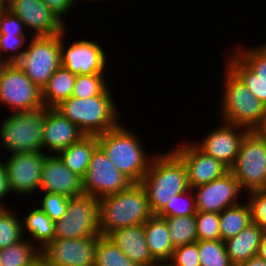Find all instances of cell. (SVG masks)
Returning a JSON list of instances; mask_svg holds the SVG:
<instances>
[{
    "instance_id": "obj_8",
    "label": "cell",
    "mask_w": 266,
    "mask_h": 266,
    "mask_svg": "<svg viewBox=\"0 0 266 266\" xmlns=\"http://www.w3.org/2000/svg\"><path fill=\"white\" fill-rule=\"evenodd\" d=\"M230 171L242 191L266 189V141L257 131H249L242 139Z\"/></svg>"
},
{
    "instance_id": "obj_22",
    "label": "cell",
    "mask_w": 266,
    "mask_h": 266,
    "mask_svg": "<svg viewBox=\"0 0 266 266\" xmlns=\"http://www.w3.org/2000/svg\"><path fill=\"white\" fill-rule=\"evenodd\" d=\"M107 237L139 266H150L156 261L146 244L143 224L114 230Z\"/></svg>"
},
{
    "instance_id": "obj_7",
    "label": "cell",
    "mask_w": 266,
    "mask_h": 266,
    "mask_svg": "<svg viewBox=\"0 0 266 266\" xmlns=\"http://www.w3.org/2000/svg\"><path fill=\"white\" fill-rule=\"evenodd\" d=\"M31 37L15 64L42 90L61 66L60 35Z\"/></svg>"
},
{
    "instance_id": "obj_46",
    "label": "cell",
    "mask_w": 266,
    "mask_h": 266,
    "mask_svg": "<svg viewBox=\"0 0 266 266\" xmlns=\"http://www.w3.org/2000/svg\"><path fill=\"white\" fill-rule=\"evenodd\" d=\"M256 131L266 141V117L264 118L262 125Z\"/></svg>"
},
{
    "instance_id": "obj_45",
    "label": "cell",
    "mask_w": 266,
    "mask_h": 266,
    "mask_svg": "<svg viewBox=\"0 0 266 266\" xmlns=\"http://www.w3.org/2000/svg\"><path fill=\"white\" fill-rule=\"evenodd\" d=\"M257 255L266 260V231L263 232Z\"/></svg>"
},
{
    "instance_id": "obj_49",
    "label": "cell",
    "mask_w": 266,
    "mask_h": 266,
    "mask_svg": "<svg viewBox=\"0 0 266 266\" xmlns=\"http://www.w3.org/2000/svg\"><path fill=\"white\" fill-rule=\"evenodd\" d=\"M82 1H83V0H82ZM84 1H87V3H89V2H94V3H95V2H98V1L100 2V1H102V0H84ZM104 1H107V0H103V2H104ZM108 1H109V0H108Z\"/></svg>"
},
{
    "instance_id": "obj_33",
    "label": "cell",
    "mask_w": 266,
    "mask_h": 266,
    "mask_svg": "<svg viewBox=\"0 0 266 266\" xmlns=\"http://www.w3.org/2000/svg\"><path fill=\"white\" fill-rule=\"evenodd\" d=\"M200 256V266H234L222 240L197 241Z\"/></svg>"
},
{
    "instance_id": "obj_31",
    "label": "cell",
    "mask_w": 266,
    "mask_h": 266,
    "mask_svg": "<svg viewBox=\"0 0 266 266\" xmlns=\"http://www.w3.org/2000/svg\"><path fill=\"white\" fill-rule=\"evenodd\" d=\"M10 207H0V249L24 239L22 219Z\"/></svg>"
},
{
    "instance_id": "obj_13",
    "label": "cell",
    "mask_w": 266,
    "mask_h": 266,
    "mask_svg": "<svg viewBox=\"0 0 266 266\" xmlns=\"http://www.w3.org/2000/svg\"><path fill=\"white\" fill-rule=\"evenodd\" d=\"M65 34L66 30L60 34L61 66L76 75L106 73L108 56L98 42L91 39H76L69 45L64 40Z\"/></svg>"
},
{
    "instance_id": "obj_17",
    "label": "cell",
    "mask_w": 266,
    "mask_h": 266,
    "mask_svg": "<svg viewBox=\"0 0 266 266\" xmlns=\"http://www.w3.org/2000/svg\"><path fill=\"white\" fill-rule=\"evenodd\" d=\"M197 212L221 213L224 209L240 204L242 189L229 170L208 184L192 188ZM241 200H240V199Z\"/></svg>"
},
{
    "instance_id": "obj_21",
    "label": "cell",
    "mask_w": 266,
    "mask_h": 266,
    "mask_svg": "<svg viewBox=\"0 0 266 266\" xmlns=\"http://www.w3.org/2000/svg\"><path fill=\"white\" fill-rule=\"evenodd\" d=\"M83 136L85 134L76 124L65 118L55 108L46 107L42 138L43 152L47 150L48 154H58L71 144L78 142Z\"/></svg>"
},
{
    "instance_id": "obj_2",
    "label": "cell",
    "mask_w": 266,
    "mask_h": 266,
    "mask_svg": "<svg viewBox=\"0 0 266 266\" xmlns=\"http://www.w3.org/2000/svg\"><path fill=\"white\" fill-rule=\"evenodd\" d=\"M138 137L136 132L125 127L122 122L97 135L98 145L108 159L133 183L142 181L154 157L146 151L140 136Z\"/></svg>"
},
{
    "instance_id": "obj_41",
    "label": "cell",
    "mask_w": 266,
    "mask_h": 266,
    "mask_svg": "<svg viewBox=\"0 0 266 266\" xmlns=\"http://www.w3.org/2000/svg\"><path fill=\"white\" fill-rule=\"evenodd\" d=\"M23 21L5 6L0 10V35H25Z\"/></svg>"
},
{
    "instance_id": "obj_16",
    "label": "cell",
    "mask_w": 266,
    "mask_h": 266,
    "mask_svg": "<svg viewBox=\"0 0 266 266\" xmlns=\"http://www.w3.org/2000/svg\"><path fill=\"white\" fill-rule=\"evenodd\" d=\"M5 7L23 21L32 36L60 35L67 28L42 0H5Z\"/></svg>"
},
{
    "instance_id": "obj_19",
    "label": "cell",
    "mask_w": 266,
    "mask_h": 266,
    "mask_svg": "<svg viewBox=\"0 0 266 266\" xmlns=\"http://www.w3.org/2000/svg\"><path fill=\"white\" fill-rule=\"evenodd\" d=\"M248 132L247 128L221 121L220 126L206 133L204 139L194 142L202 151L230 169L236 161L242 139Z\"/></svg>"
},
{
    "instance_id": "obj_28",
    "label": "cell",
    "mask_w": 266,
    "mask_h": 266,
    "mask_svg": "<svg viewBox=\"0 0 266 266\" xmlns=\"http://www.w3.org/2000/svg\"><path fill=\"white\" fill-rule=\"evenodd\" d=\"M245 202L224 209L219 214V231L221 240L225 241L239 234L252 223L251 208Z\"/></svg>"
},
{
    "instance_id": "obj_50",
    "label": "cell",
    "mask_w": 266,
    "mask_h": 266,
    "mask_svg": "<svg viewBox=\"0 0 266 266\" xmlns=\"http://www.w3.org/2000/svg\"><path fill=\"white\" fill-rule=\"evenodd\" d=\"M5 6V0H0V10Z\"/></svg>"
},
{
    "instance_id": "obj_24",
    "label": "cell",
    "mask_w": 266,
    "mask_h": 266,
    "mask_svg": "<svg viewBox=\"0 0 266 266\" xmlns=\"http://www.w3.org/2000/svg\"><path fill=\"white\" fill-rule=\"evenodd\" d=\"M143 225L146 244L151 256L156 261H170L173 256L174 247L170 240L169 227L166 220L153 215Z\"/></svg>"
},
{
    "instance_id": "obj_42",
    "label": "cell",
    "mask_w": 266,
    "mask_h": 266,
    "mask_svg": "<svg viewBox=\"0 0 266 266\" xmlns=\"http://www.w3.org/2000/svg\"><path fill=\"white\" fill-rule=\"evenodd\" d=\"M56 15L62 20L68 14L70 10H73L74 6L79 0H42Z\"/></svg>"
},
{
    "instance_id": "obj_14",
    "label": "cell",
    "mask_w": 266,
    "mask_h": 266,
    "mask_svg": "<svg viewBox=\"0 0 266 266\" xmlns=\"http://www.w3.org/2000/svg\"><path fill=\"white\" fill-rule=\"evenodd\" d=\"M100 236L54 239L40 250L41 258L47 266H94Z\"/></svg>"
},
{
    "instance_id": "obj_30",
    "label": "cell",
    "mask_w": 266,
    "mask_h": 266,
    "mask_svg": "<svg viewBox=\"0 0 266 266\" xmlns=\"http://www.w3.org/2000/svg\"><path fill=\"white\" fill-rule=\"evenodd\" d=\"M164 219L169 227L170 240L174 248L197 241L195 215Z\"/></svg>"
},
{
    "instance_id": "obj_11",
    "label": "cell",
    "mask_w": 266,
    "mask_h": 266,
    "mask_svg": "<svg viewBox=\"0 0 266 266\" xmlns=\"http://www.w3.org/2000/svg\"><path fill=\"white\" fill-rule=\"evenodd\" d=\"M0 105L13 109L12 112L45 107L42 90L15 63L0 67Z\"/></svg>"
},
{
    "instance_id": "obj_25",
    "label": "cell",
    "mask_w": 266,
    "mask_h": 266,
    "mask_svg": "<svg viewBox=\"0 0 266 266\" xmlns=\"http://www.w3.org/2000/svg\"><path fill=\"white\" fill-rule=\"evenodd\" d=\"M97 146L96 135H85L78 142L71 144L57 155L71 172L83 178L89 167L92 153Z\"/></svg>"
},
{
    "instance_id": "obj_43",
    "label": "cell",
    "mask_w": 266,
    "mask_h": 266,
    "mask_svg": "<svg viewBox=\"0 0 266 266\" xmlns=\"http://www.w3.org/2000/svg\"><path fill=\"white\" fill-rule=\"evenodd\" d=\"M11 193L7 168L2 159L0 160V207H9L4 201Z\"/></svg>"
},
{
    "instance_id": "obj_34",
    "label": "cell",
    "mask_w": 266,
    "mask_h": 266,
    "mask_svg": "<svg viewBox=\"0 0 266 266\" xmlns=\"http://www.w3.org/2000/svg\"><path fill=\"white\" fill-rule=\"evenodd\" d=\"M105 74L76 75L72 97L82 99L100 95L110 83L107 81Z\"/></svg>"
},
{
    "instance_id": "obj_51",
    "label": "cell",
    "mask_w": 266,
    "mask_h": 266,
    "mask_svg": "<svg viewBox=\"0 0 266 266\" xmlns=\"http://www.w3.org/2000/svg\"><path fill=\"white\" fill-rule=\"evenodd\" d=\"M5 63L3 62V60H2V58H1V56H0V67L2 66V65H4Z\"/></svg>"
},
{
    "instance_id": "obj_29",
    "label": "cell",
    "mask_w": 266,
    "mask_h": 266,
    "mask_svg": "<svg viewBox=\"0 0 266 266\" xmlns=\"http://www.w3.org/2000/svg\"><path fill=\"white\" fill-rule=\"evenodd\" d=\"M41 257L40 249L27 239L0 249L1 266H30Z\"/></svg>"
},
{
    "instance_id": "obj_32",
    "label": "cell",
    "mask_w": 266,
    "mask_h": 266,
    "mask_svg": "<svg viewBox=\"0 0 266 266\" xmlns=\"http://www.w3.org/2000/svg\"><path fill=\"white\" fill-rule=\"evenodd\" d=\"M94 266H139L132 262L107 236H100Z\"/></svg>"
},
{
    "instance_id": "obj_40",
    "label": "cell",
    "mask_w": 266,
    "mask_h": 266,
    "mask_svg": "<svg viewBox=\"0 0 266 266\" xmlns=\"http://www.w3.org/2000/svg\"><path fill=\"white\" fill-rule=\"evenodd\" d=\"M170 262L174 266H200V256L197 241L174 248Z\"/></svg>"
},
{
    "instance_id": "obj_26",
    "label": "cell",
    "mask_w": 266,
    "mask_h": 266,
    "mask_svg": "<svg viewBox=\"0 0 266 266\" xmlns=\"http://www.w3.org/2000/svg\"><path fill=\"white\" fill-rule=\"evenodd\" d=\"M23 235L41 250L48 242L55 239V221L38 206L21 217ZM28 234V235H26ZM31 237V238H30ZM37 243V244H36Z\"/></svg>"
},
{
    "instance_id": "obj_48",
    "label": "cell",
    "mask_w": 266,
    "mask_h": 266,
    "mask_svg": "<svg viewBox=\"0 0 266 266\" xmlns=\"http://www.w3.org/2000/svg\"><path fill=\"white\" fill-rule=\"evenodd\" d=\"M30 266H47L46 262L40 257Z\"/></svg>"
},
{
    "instance_id": "obj_5",
    "label": "cell",
    "mask_w": 266,
    "mask_h": 266,
    "mask_svg": "<svg viewBox=\"0 0 266 266\" xmlns=\"http://www.w3.org/2000/svg\"><path fill=\"white\" fill-rule=\"evenodd\" d=\"M222 78L221 121L256 131L266 117V105L226 65Z\"/></svg>"
},
{
    "instance_id": "obj_18",
    "label": "cell",
    "mask_w": 266,
    "mask_h": 266,
    "mask_svg": "<svg viewBox=\"0 0 266 266\" xmlns=\"http://www.w3.org/2000/svg\"><path fill=\"white\" fill-rule=\"evenodd\" d=\"M171 149L183 160L191 189L208 184L230 170L221 161L202 151L195 143L186 141Z\"/></svg>"
},
{
    "instance_id": "obj_44",
    "label": "cell",
    "mask_w": 266,
    "mask_h": 266,
    "mask_svg": "<svg viewBox=\"0 0 266 266\" xmlns=\"http://www.w3.org/2000/svg\"><path fill=\"white\" fill-rule=\"evenodd\" d=\"M235 266H266V260L256 255L249 258L247 261L241 262Z\"/></svg>"
},
{
    "instance_id": "obj_3",
    "label": "cell",
    "mask_w": 266,
    "mask_h": 266,
    "mask_svg": "<svg viewBox=\"0 0 266 266\" xmlns=\"http://www.w3.org/2000/svg\"><path fill=\"white\" fill-rule=\"evenodd\" d=\"M108 86L100 95L90 98L70 97L54 107L76 124L85 135H100L121 123L112 92Z\"/></svg>"
},
{
    "instance_id": "obj_6",
    "label": "cell",
    "mask_w": 266,
    "mask_h": 266,
    "mask_svg": "<svg viewBox=\"0 0 266 266\" xmlns=\"http://www.w3.org/2000/svg\"><path fill=\"white\" fill-rule=\"evenodd\" d=\"M46 107L33 111L12 112L0 124V142L9 152L43 151Z\"/></svg>"
},
{
    "instance_id": "obj_47",
    "label": "cell",
    "mask_w": 266,
    "mask_h": 266,
    "mask_svg": "<svg viewBox=\"0 0 266 266\" xmlns=\"http://www.w3.org/2000/svg\"><path fill=\"white\" fill-rule=\"evenodd\" d=\"M150 266H174L170 261H155Z\"/></svg>"
},
{
    "instance_id": "obj_12",
    "label": "cell",
    "mask_w": 266,
    "mask_h": 266,
    "mask_svg": "<svg viewBox=\"0 0 266 266\" xmlns=\"http://www.w3.org/2000/svg\"><path fill=\"white\" fill-rule=\"evenodd\" d=\"M132 184L133 182L114 166L98 145L82 178L83 193L99 200L128 189Z\"/></svg>"
},
{
    "instance_id": "obj_38",
    "label": "cell",
    "mask_w": 266,
    "mask_h": 266,
    "mask_svg": "<svg viewBox=\"0 0 266 266\" xmlns=\"http://www.w3.org/2000/svg\"><path fill=\"white\" fill-rule=\"evenodd\" d=\"M41 205L39 208L53 221L62 218L67 212L69 198L56 193L42 192Z\"/></svg>"
},
{
    "instance_id": "obj_35",
    "label": "cell",
    "mask_w": 266,
    "mask_h": 266,
    "mask_svg": "<svg viewBox=\"0 0 266 266\" xmlns=\"http://www.w3.org/2000/svg\"><path fill=\"white\" fill-rule=\"evenodd\" d=\"M195 196L193 190H189L173 196V200L157 214L162 218L184 217L196 215Z\"/></svg>"
},
{
    "instance_id": "obj_15",
    "label": "cell",
    "mask_w": 266,
    "mask_h": 266,
    "mask_svg": "<svg viewBox=\"0 0 266 266\" xmlns=\"http://www.w3.org/2000/svg\"><path fill=\"white\" fill-rule=\"evenodd\" d=\"M47 151L21 152L9 154L4 160L10 190L19 196L32 195L40 188L42 166L45 161Z\"/></svg>"
},
{
    "instance_id": "obj_20",
    "label": "cell",
    "mask_w": 266,
    "mask_h": 266,
    "mask_svg": "<svg viewBox=\"0 0 266 266\" xmlns=\"http://www.w3.org/2000/svg\"><path fill=\"white\" fill-rule=\"evenodd\" d=\"M39 191L56 193L68 198L84 194L82 178L71 172L57 154H49L45 158Z\"/></svg>"
},
{
    "instance_id": "obj_4",
    "label": "cell",
    "mask_w": 266,
    "mask_h": 266,
    "mask_svg": "<svg viewBox=\"0 0 266 266\" xmlns=\"http://www.w3.org/2000/svg\"><path fill=\"white\" fill-rule=\"evenodd\" d=\"M154 214L146 190L140 183L99 199L100 235L114 230L144 224Z\"/></svg>"
},
{
    "instance_id": "obj_27",
    "label": "cell",
    "mask_w": 266,
    "mask_h": 266,
    "mask_svg": "<svg viewBox=\"0 0 266 266\" xmlns=\"http://www.w3.org/2000/svg\"><path fill=\"white\" fill-rule=\"evenodd\" d=\"M76 74L60 66L42 89V100L47 108H54L72 96Z\"/></svg>"
},
{
    "instance_id": "obj_39",
    "label": "cell",
    "mask_w": 266,
    "mask_h": 266,
    "mask_svg": "<svg viewBox=\"0 0 266 266\" xmlns=\"http://www.w3.org/2000/svg\"><path fill=\"white\" fill-rule=\"evenodd\" d=\"M247 201L251 208L252 222L266 231V189L247 193Z\"/></svg>"
},
{
    "instance_id": "obj_9",
    "label": "cell",
    "mask_w": 266,
    "mask_h": 266,
    "mask_svg": "<svg viewBox=\"0 0 266 266\" xmlns=\"http://www.w3.org/2000/svg\"><path fill=\"white\" fill-rule=\"evenodd\" d=\"M100 235L99 200L91 195L69 198L66 214L55 221V239Z\"/></svg>"
},
{
    "instance_id": "obj_37",
    "label": "cell",
    "mask_w": 266,
    "mask_h": 266,
    "mask_svg": "<svg viewBox=\"0 0 266 266\" xmlns=\"http://www.w3.org/2000/svg\"><path fill=\"white\" fill-rule=\"evenodd\" d=\"M26 38L25 35H0V56L5 64L15 63L20 58L26 49Z\"/></svg>"
},
{
    "instance_id": "obj_36",
    "label": "cell",
    "mask_w": 266,
    "mask_h": 266,
    "mask_svg": "<svg viewBox=\"0 0 266 266\" xmlns=\"http://www.w3.org/2000/svg\"><path fill=\"white\" fill-rule=\"evenodd\" d=\"M197 241L221 240L219 231V213L196 212Z\"/></svg>"
},
{
    "instance_id": "obj_10",
    "label": "cell",
    "mask_w": 266,
    "mask_h": 266,
    "mask_svg": "<svg viewBox=\"0 0 266 266\" xmlns=\"http://www.w3.org/2000/svg\"><path fill=\"white\" fill-rule=\"evenodd\" d=\"M256 46H235L225 53V65L266 105V42Z\"/></svg>"
},
{
    "instance_id": "obj_23",
    "label": "cell",
    "mask_w": 266,
    "mask_h": 266,
    "mask_svg": "<svg viewBox=\"0 0 266 266\" xmlns=\"http://www.w3.org/2000/svg\"><path fill=\"white\" fill-rule=\"evenodd\" d=\"M263 232L264 230L252 222L239 234L224 241L234 266L257 255Z\"/></svg>"
},
{
    "instance_id": "obj_1",
    "label": "cell",
    "mask_w": 266,
    "mask_h": 266,
    "mask_svg": "<svg viewBox=\"0 0 266 266\" xmlns=\"http://www.w3.org/2000/svg\"><path fill=\"white\" fill-rule=\"evenodd\" d=\"M140 184L147 193L152 213L157 215L173 196L190 189L187 168L172 150L156 155Z\"/></svg>"
}]
</instances>
